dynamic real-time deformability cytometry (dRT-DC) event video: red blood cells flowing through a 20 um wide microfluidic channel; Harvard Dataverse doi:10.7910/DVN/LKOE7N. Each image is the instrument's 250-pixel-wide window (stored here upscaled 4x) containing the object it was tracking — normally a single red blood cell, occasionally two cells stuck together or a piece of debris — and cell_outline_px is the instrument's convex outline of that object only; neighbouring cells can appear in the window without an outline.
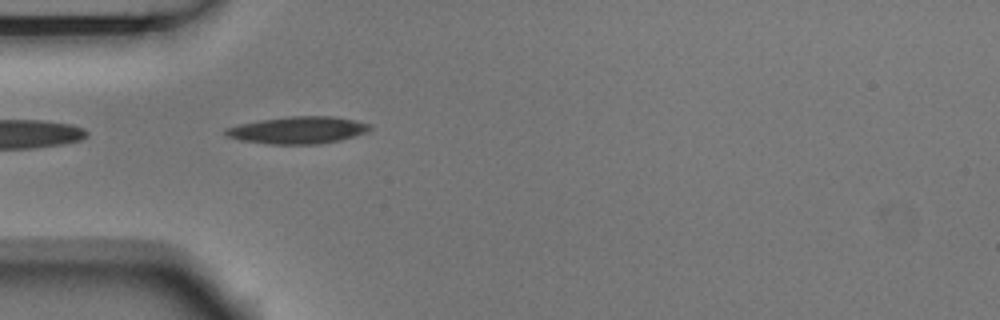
{"species": "Egyptian fruit bat (a non-hibernating species)", "species_latin": "Rousettus aegyptiacus", "temperature_condition": "room temperature", "stored_images_in_passage": 6, "camera_frame_rate_fps": 3000, "um_per_image_px": 0.085, "animal": {"sex": "male"}, "frame": {"image": 1, "passage_image": 5, "time_ms": 1.333, "image_size_px": [1000, 320], "cell_outline_px": [[372, 128], [368, 132], [340, 140], [320, 144], [268, 144], [240, 140], [224, 136], [224, 128], [240, 124], [260, 120], [288, 116], [332, 116], [372, 124]], "centroid_in_image_um": [25.31, 11.06], "position_along_channel_um": 59.7, "area_um2": 22.95}}
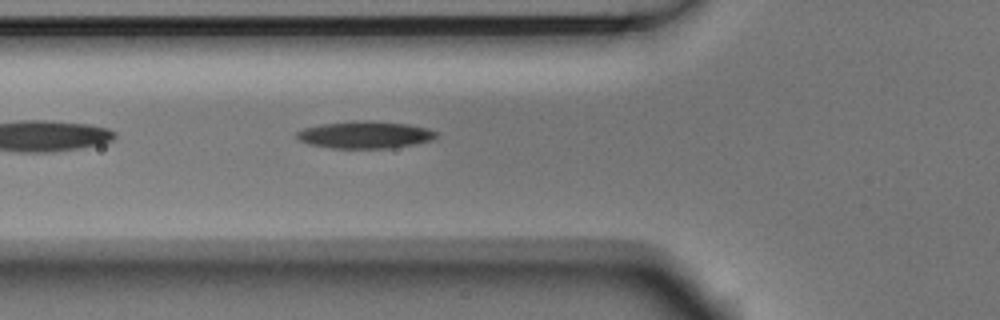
{"frame": {"image": 2, "passage_image": 6, "time_ms": 1.667, "image_size_px": [1000, 320], "cell_outline_px": [[436, 136], [432, 140], [392, 148], [328, 148], [308, 144], [300, 140], [296, 136], [296, 132], [304, 128], [324, 124], [356, 120], [372, 120], [408, 124], [428, 128], [436, 132]], "centroid_in_image_um": [31.01, 11.45], "position_along_channel_um": 94.8, "area_um2": 22.08}}